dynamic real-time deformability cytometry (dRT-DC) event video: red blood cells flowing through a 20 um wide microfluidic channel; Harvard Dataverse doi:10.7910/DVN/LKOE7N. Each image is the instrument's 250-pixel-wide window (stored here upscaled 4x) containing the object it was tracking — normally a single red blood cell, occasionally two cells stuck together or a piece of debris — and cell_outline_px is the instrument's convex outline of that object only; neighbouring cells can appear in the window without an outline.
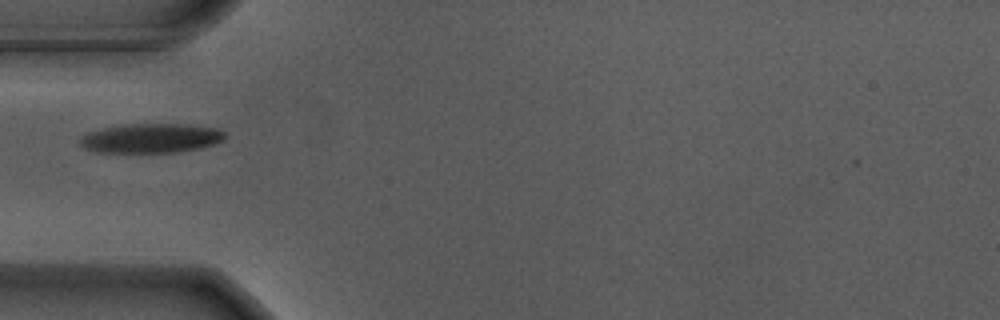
{"species": "Egyptian fruit bat (a non-hibernating species)", "species_latin": "Rousettus aegyptiacus", "temperature_condition": "warm", "stored_images_in_passage": 21, "camera_frame_rate_fps": 3000, "um_per_image_px": 0.085, "animal": {"sex": "male"}, "frame": {"image": 1, "passage_image": 1, "time_ms": 0.0, "image_size_px": [1000, 320], "cell_outline_px": [[228, 136], [224, 140], [216, 144], [200, 148], [176, 152], [96, 152], [84, 148], [80, 144], [80, 140], [84, 136], [92, 132], [104, 128], [132, 124], [180, 124], [216, 128], [224, 132]], "centroid_in_image_um": [12.91, 11.76], "position_along_channel_um": 72.1, "area_um2": 24.51}}
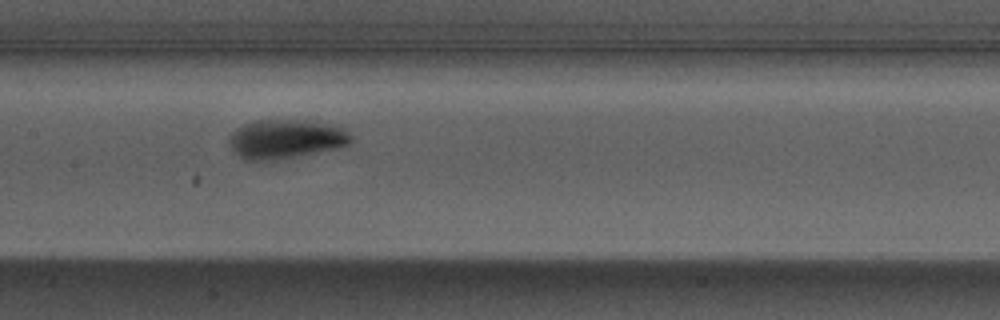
{"frame": {"image": 2, "passage_image": 10, "time_ms": 3.0, "image_size_px": [1000, 320], "cell_outline_px": [[352, 140], [348, 144], [336, 148], [292, 156], [268, 160], [244, 160], [232, 148], [228, 140], [232, 132], [236, 128], [244, 124], [256, 120], [316, 120], [344, 128], [352, 136]], "centroid_in_image_um": [24.29, 11.78], "position_along_channel_um": 183.1, "area_um2": 27.46}}
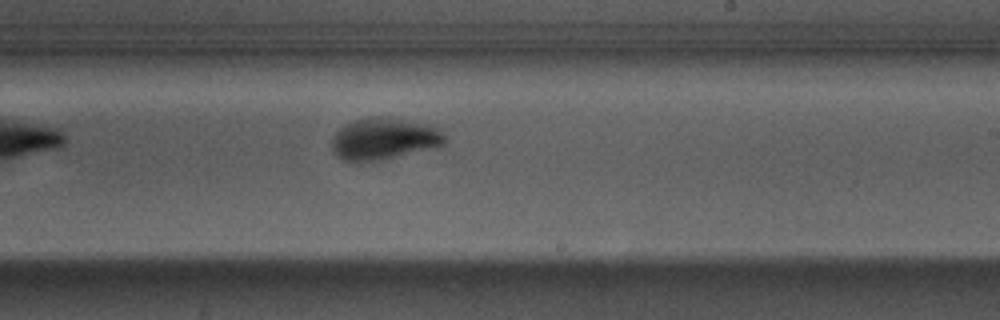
{"frame": {"image": 3, "passage_image": 16, "time_ms": 5.0, "image_size_px": [1000, 320], "cell_outline_px": [[448, 140], [440, 148], [384, 160], [344, 160], [336, 156], [332, 152], [332, 136], [340, 128], [356, 120], [368, 116], [388, 116], [428, 124], [436, 128]], "centroid_in_image_um": [32.69, 11.8], "position_along_channel_um": 256.3, "area_um2": 27.92}}